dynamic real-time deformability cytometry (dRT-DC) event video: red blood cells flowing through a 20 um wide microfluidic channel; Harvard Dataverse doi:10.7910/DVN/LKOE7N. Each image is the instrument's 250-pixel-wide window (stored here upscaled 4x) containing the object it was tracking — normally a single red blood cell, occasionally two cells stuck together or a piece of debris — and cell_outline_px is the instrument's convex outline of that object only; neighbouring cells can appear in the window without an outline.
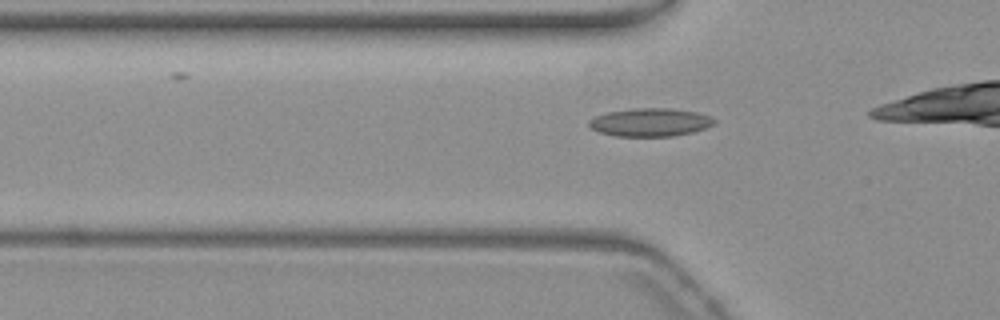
{"species": "common noctule bat (a hibernating species)", "species_latin": "Nyctalus noctula", "temperature_condition": "warm", "stored_images_in_passage": 39, "camera_frame_rate_fps": 3000, "um_per_image_px": 0.085, "animal": {"sex": "female", "body_mass_g": 19.3, "forearm_length_mm": 54.1}, "frame": {"image": 1, "passage_image": 13, "time_ms": 4.0, "image_size_px": [1000, 320], "cell_outline_px": [[716, 124], [692, 132], [672, 136], [616, 136], [600, 132], [592, 128], [588, 124], [588, 120], [592, 116], [608, 112], [632, 108], [668, 108], [696, 112], [708, 116], [716, 120]], "centroid_in_image_um": [55.24, 10.39], "position_along_channel_um": 70.6, "area_um2": 20.52}}
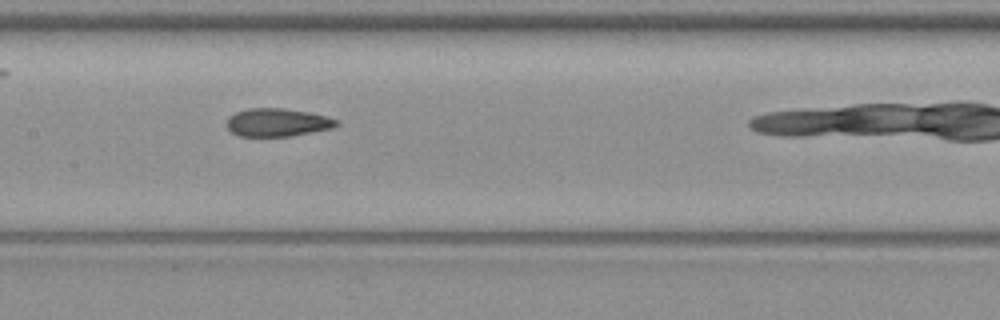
{"frame": {"image": 2, "passage_image": 22, "time_ms": 7.0, "image_size_px": [1000, 320], "cell_outline_px": [[340, 124], [332, 128], [292, 136], [236, 136], [228, 128], [228, 116], [236, 112], [248, 108], [284, 108], [308, 112], [328, 116], [340, 120]], "centroid_in_image_um": [23.61, 10.4], "position_along_channel_um": 183.8, "area_um2": 18.09}}
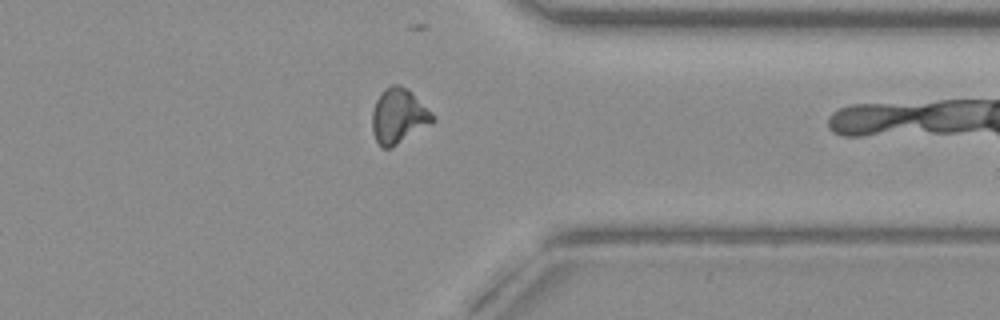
{"frame": {"image": 3, "passage_image": 38, "time_ms": 12.333, "image_size_px": [1000, 320], "cell_outline_px": [[436, 120], [392, 148], [380, 148], [372, 132], [372, 112], [376, 100], [380, 92], [384, 88], [392, 84], [400, 84], [408, 88], [436, 116]], "centroid_in_image_um": [33.87, 9.85], "position_along_channel_um": 377.5, "area_um2": 19.65}}